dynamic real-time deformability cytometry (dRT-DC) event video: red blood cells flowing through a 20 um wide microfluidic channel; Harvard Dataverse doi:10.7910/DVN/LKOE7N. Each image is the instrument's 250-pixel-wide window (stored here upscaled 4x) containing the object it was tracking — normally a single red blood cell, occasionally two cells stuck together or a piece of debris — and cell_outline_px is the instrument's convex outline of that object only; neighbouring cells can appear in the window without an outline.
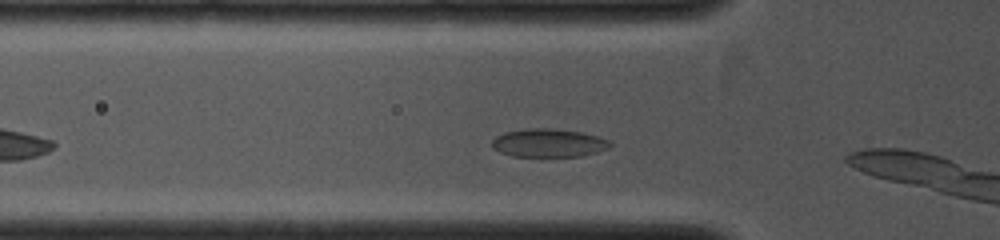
{"species": "common noctule bat (a hibernating species)", "species_latin": "Nyctalus noctula", "temperature_condition": "cold", "stored_images_in_passage": 8, "camera_frame_rate_fps": 4000, "um_per_image_px": 0.085, "animal": {"sex": "female", "body_mass_g": 19.0, "forearm_length_mm": 53.3}, "frame": {"image": 1, "passage_image": 3, "time_ms": 0.25, "image_size_px": [1000, 240], "cell_outline_px": [[612, 148], [584, 156], [512, 156], [500, 152], [492, 148], [492, 140], [496, 136], [504, 132], [524, 128], [552, 128], [584, 132], [600, 136], [608, 140], [612, 144]], "centroid_in_image_um": [46.67, 12.14], "position_along_channel_um": 79.1, "area_um2": 19.88}}
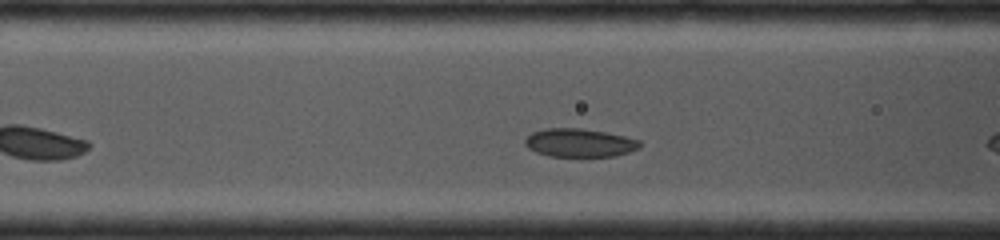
{"frame": {"image": 2, "passage_image": 6, "time_ms": 1.0, "image_size_px": [1000, 240], "cell_outline_px": [[644, 144], [640, 148], [616, 156], [548, 156], [536, 152], [528, 148], [524, 144], [524, 140], [532, 132], [544, 128], [580, 128], [604, 132], [624, 136], [640, 140]], "centroid_in_image_um": [49.27, 12.14], "position_along_channel_um": 117.3, "area_um2": 19.07}}